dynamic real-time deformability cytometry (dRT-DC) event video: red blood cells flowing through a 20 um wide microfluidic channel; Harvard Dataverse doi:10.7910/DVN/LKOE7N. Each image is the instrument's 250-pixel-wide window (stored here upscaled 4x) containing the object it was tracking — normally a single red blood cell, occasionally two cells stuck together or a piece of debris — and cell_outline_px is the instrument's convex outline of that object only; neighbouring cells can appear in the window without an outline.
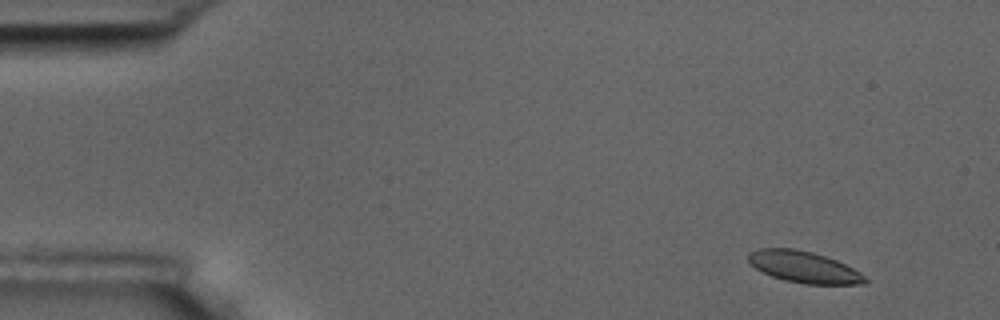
{"species": "common noctule bat (a hibernating species)", "species_latin": "Nyctalus noctula", "temperature_condition": "room temperature", "stored_images_in_passage": 8, "camera_frame_rate_fps": 3000, "um_per_image_px": 0.085, "animal": {"sex": "male", "body_mass_g": 17.5, "forearm_length_mm": 52.3}, "frame": {"image": 1, "passage_image": 1, "time_ms": 0.0, "image_size_px": [1000, 320], "cell_outline_px": [[868, 280], [864, 284], [804, 284], [784, 280], [772, 276], [756, 268], [748, 260], [748, 252], [760, 248], [792, 248], [812, 252], [836, 260], [860, 272]], "centroid_in_image_um": [68.32, 22.69], "position_along_channel_um": 16.7, "area_um2": 21.21}}
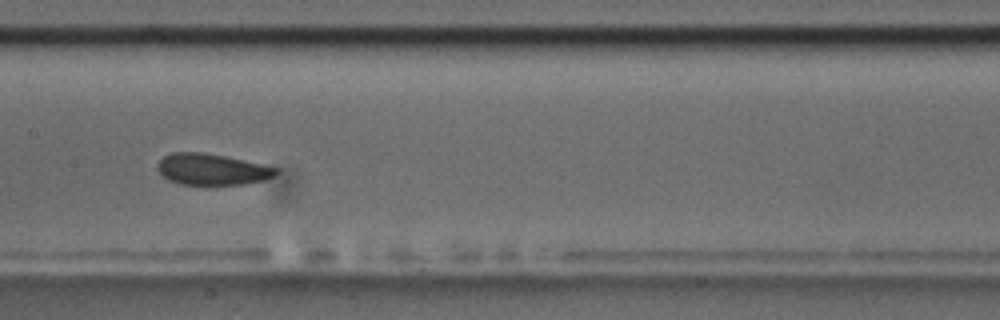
{"frame": {"image": 2, "passage_image": 7, "time_ms": 7.667, "image_size_px": [1000, 320], "cell_outline_px": [[280, 172], [264, 180], [244, 184], [180, 184], [168, 180], [156, 168], [156, 164], [164, 156], [172, 152], [200, 152], [224, 156], [280, 168]], "centroid_in_image_um": [18.01, 14.39], "position_along_channel_um": 189.4, "area_um2": 21.44}}
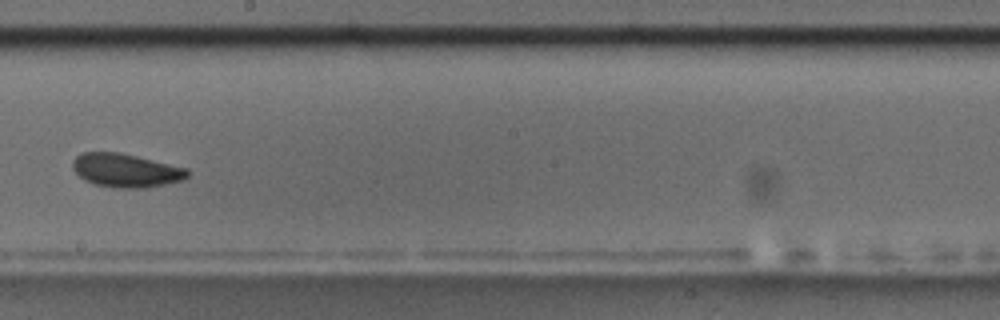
{"frame": {"image": 3, "passage_image": 8, "time_ms": 9.0, "image_size_px": [1000, 320], "cell_outline_px": [[188, 176], [184, 180], [144, 188], [116, 188], [92, 184], [84, 180], [72, 168], [72, 160], [80, 152], [120, 152], [188, 168]], "centroid_in_image_um": [10.67, 14.48], "position_along_channel_um": 237.5, "area_um2": 22.66}}